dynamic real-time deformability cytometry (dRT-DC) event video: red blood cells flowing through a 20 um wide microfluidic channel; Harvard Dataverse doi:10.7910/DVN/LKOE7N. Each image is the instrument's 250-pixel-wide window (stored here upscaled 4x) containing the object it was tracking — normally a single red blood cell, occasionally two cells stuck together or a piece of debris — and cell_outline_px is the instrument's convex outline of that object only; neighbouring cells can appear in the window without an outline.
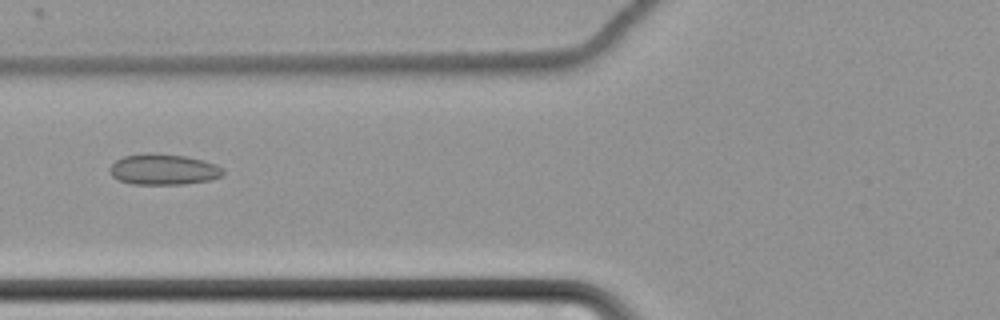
{"species": "common noctule bat (a hibernating species)", "species_latin": "Nyctalus noctula", "temperature_condition": "cold", "stored_images_in_passage": 51, "camera_frame_rate_fps": 3000, "um_per_image_px": 0.085, "animal": {"sex": "female", "body_mass_g": 22.7, "forearm_length_mm": 54.2}, "frame": {"image": 1, "passage_image": 17, "time_ms": 5.333, "image_size_px": [1000, 320], "cell_outline_px": [[224, 172], [220, 176], [212, 180], [184, 184], [132, 184], [120, 180], [112, 176], [108, 168], [116, 160], [124, 156], [148, 152], [184, 156], [204, 160], [216, 164], [224, 168]], "centroid_in_image_um": [13.91, 14.4], "position_along_channel_um": 111.9, "area_um2": 20.46}}
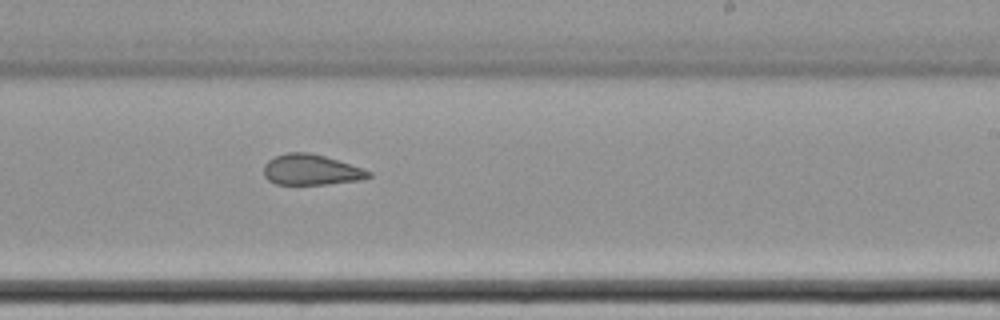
{"frame": {"image": 2, "passage_image": 30, "time_ms": 9.667, "image_size_px": [1000, 320], "cell_outline_px": [[372, 176], [360, 180], [328, 184], [276, 184], [268, 180], [264, 176], [264, 164], [268, 160], [276, 156], [288, 152], [308, 152], [324, 156], [364, 168], [372, 172]], "centroid_in_image_um": [26.46, 14.43], "position_along_channel_um": 262.5, "area_um2": 18.73}}
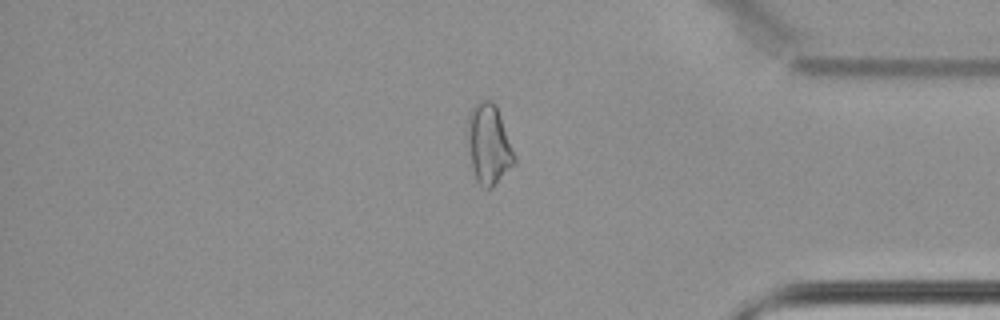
{"frame": {"image": 3, "passage_image": 43, "time_ms": 14.0, "image_size_px": [1000, 320], "cell_outline_px": [[516, 164], [492, 188], [484, 188], [476, 180], [472, 168], [468, 144], [468, 116], [472, 108], [480, 100], [492, 100], [496, 104], [516, 156]], "centroid_in_image_um": [41.57, 12.28], "position_along_channel_um": 393.6, "area_um2": 21.91}}